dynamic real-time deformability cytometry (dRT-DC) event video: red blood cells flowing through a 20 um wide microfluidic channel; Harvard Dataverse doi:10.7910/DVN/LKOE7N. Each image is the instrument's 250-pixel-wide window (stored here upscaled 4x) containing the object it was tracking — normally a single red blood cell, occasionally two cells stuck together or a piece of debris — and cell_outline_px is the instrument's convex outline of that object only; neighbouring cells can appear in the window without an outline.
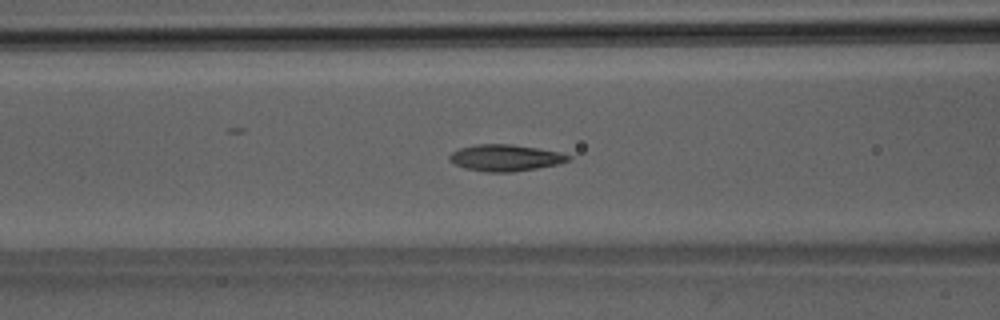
{"species": "Egyptian fruit bat (a non-hibernating species)", "species_latin": "Rousettus aegyptiacus", "temperature_condition": "room temperature", "stored_images_in_passage": 35, "camera_frame_rate_fps": 3000, "um_per_image_px": 0.085, "animal": {"sex": "male"}, "frame": {"image": 1, "passage_image": 5, "time_ms": 1.333, "image_size_px": [1000, 320], "cell_outline_px": [[572, 156], [568, 160], [556, 164], [536, 168], [512, 172], [484, 172], [464, 168], [448, 160], [448, 156], [452, 152], [460, 148], [476, 144], [512, 144], [560, 152]], "centroid_in_image_um": [42.91, 13.41], "position_along_channel_um": 123.7, "area_um2": 18.26}}
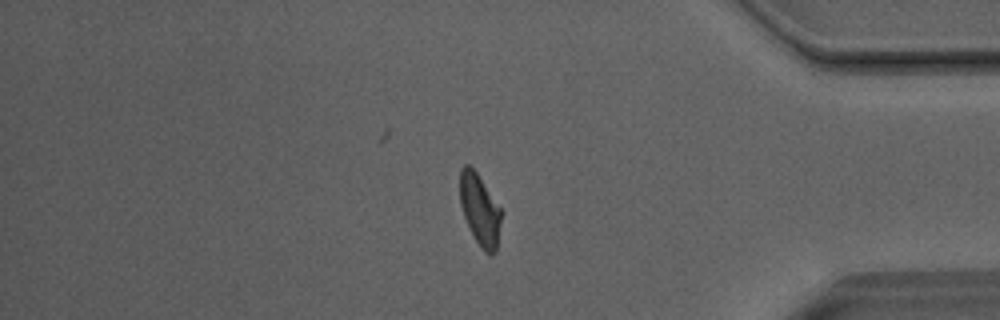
{"frame": {"image": 2, "passage_image": 27, "time_ms": 8.667, "image_size_px": [1000, 320], "cell_outline_px": [[504, 212], [496, 252], [492, 256], [488, 256], [484, 252], [476, 240], [464, 216], [460, 204], [460, 168], [464, 164], [468, 164], [476, 172]], "centroid_in_image_um": [40.83, 17.86], "position_along_channel_um": 394.4, "area_um2": 17.46}}
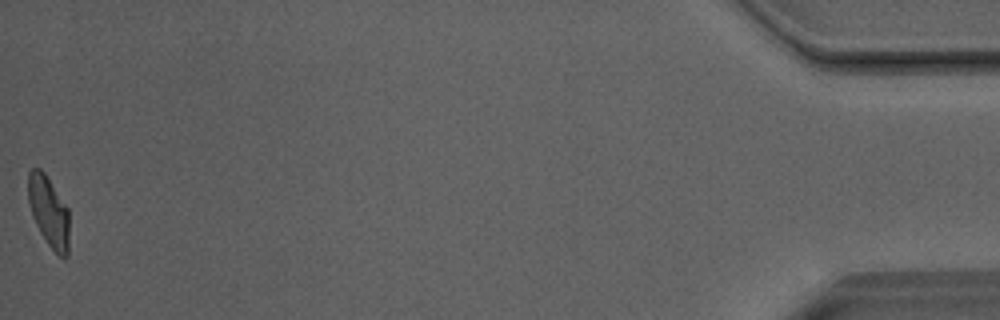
{"frame": {"image": 3, "passage_image": 35, "time_ms": 11.333, "image_size_px": [1000, 320], "cell_outline_px": [[68, 256], [64, 260], [48, 244], [40, 232], [32, 216], [28, 204], [28, 172], [32, 168], [40, 168], [44, 172], [68, 208]], "centroid_in_image_um": [4.13, 17.97], "position_along_channel_um": 431.1, "area_um2": 16.88}, "authors_computed_cell_mechanics": {"area_um2": 17.34, "velocity_mm_per_s": 4.0514, "shape_relaxation_time_tau1_ms": 4.7483, "shape_relaxation_time_tau2_ms": 1.4713, "deformation_change_tau1": 0.1564, "deformation_change_tau2": 0.0773}}